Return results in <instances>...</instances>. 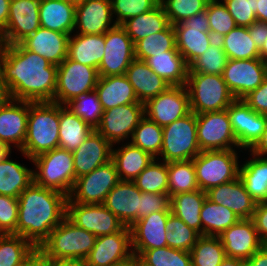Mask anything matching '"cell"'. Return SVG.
Returning <instances> with one entry per match:
<instances>
[{"label":"cell","instance_id":"4dcf8cb0","mask_svg":"<svg viewBox=\"0 0 267 266\" xmlns=\"http://www.w3.org/2000/svg\"><path fill=\"white\" fill-rule=\"evenodd\" d=\"M95 91L98 94L103 111L126 104L141 103L125 74L100 76Z\"/></svg>","mask_w":267,"mask_h":266},{"label":"cell","instance_id":"6f0895ef","mask_svg":"<svg viewBox=\"0 0 267 266\" xmlns=\"http://www.w3.org/2000/svg\"><path fill=\"white\" fill-rule=\"evenodd\" d=\"M18 198L0 194V234H16Z\"/></svg>","mask_w":267,"mask_h":266},{"label":"cell","instance_id":"ba28073f","mask_svg":"<svg viewBox=\"0 0 267 266\" xmlns=\"http://www.w3.org/2000/svg\"><path fill=\"white\" fill-rule=\"evenodd\" d=\"M201 152L194 112L163 127L161 157L164 162L193 160Z\"/></svg>","mask_w":267,"mask_h":266},{"label":"cell","instance_id":"6125c7cd","mask_svg":"<svg viewBox=\"0 0 267 266\" xmlns=\"http://www.w3.org/2000/svg\"><path fill=\"white\" fill-rule=\"evenodd\" d=\"M248 32L260 50L267 40V23L256 20L252 25L248 26Z\"/></svg>","mask_w":267,"mask_h":266},{"label":"cell","instance_id":"8c879c8a","mask_svg":"<svg viewBox=\"0 0 267 266\" xmlns=\"http://www.w3.org/2000/svg\"><path fill=\"white\" fill-rule=\"evenodd\" d=\"M219 266H246V263L241 259L226 257Z\"/></svg>","mask_w":267,"mask_h":266},{"label":"cell","instance_id":"7bdbcfd3","mask_svg":"<svg viewBox=\"0 0 267 266\" xmlns=\"http://www.w3.org/2000/svg\"><path fill=\"white\" fill-rule=\"evenodd\" d=\"M37 248L27 239L16 234H0V266H18Z\"/></svg>","mask_w":267,"mask_h":266},{"label":"cell","instance_id":"34e18365","mask_svg":"<svg viewBox=\"0 0 267 266\" xmlns=\"http://www.w3.org/2000/svg\"><path fill=\"white\" fill-rule=\"evenodd\" d=\"M10 152L11 150L7 146L0 143V160H2Z\"/></svg>","mask_w":267,"mask_h":266},{"label":"cell","instance_id":"74e56055","mask_svg":"<svg viewBox=\"0 0 267 266\" xmlns=\"http://www.w3.org/2000/svg\"><path fill=\"white\" fill-rule=\"evenodd\" d=\"M169 24L168 17L159 3L152 10L124 21L121 27L135 44L142 38L164 30Z\"/></svg>","mask_w":267,"mask_h":266},{"label":"cell","instance_id":"ffe728a7","mask_svg":"<svg viewBox=\"0 0 267 266\" xmlns=\"http://www.w3.org/2000/svg\"><path fill=\"white\" fill-rule=\"evenodd\" d=\"M226 110L238 148L251 149L265 130L267 115L255 112L241 99H235Z\"/></svg>","mask_w":267,"mask_h":266},{"label":"cell","instance_id":"4316f807","mask_svg":"<svg viewBox=\"0 0 267 266\" xmlns=\"http://www.w3.org/2000/svg\"><path fill=\"white\" fill-rule=\"evenodd\" d=\"M141 191L133 181H120L106 196L103 205L127 227L138 220Z\"/></svg>","mask_w":267,"mask_h":266},{"label":"cell","instance_id":"c3c4849f","mask_svg":"<svg viewBox=\"0 0 267 266\" xmlns=\"http://www.w3.org/2000/svg\"><path fill=\"white\" fill-rule=\"evenodd\" d=\"M159 159L160 157L154 158L134 179L133 182L141 192L168 194L167 162L159 163Z\"/></svg>","mask_w":267,"mask_h":266},{"label":"cell","instance_id":"836d02e7","mask_svg":"<svg viewBox=\"0 0 267 266\" xmlns=\"http://www.w3.org/2000/svg\"><path fill=\"white\" fill-rule=\"evenodd\" d=\"M118 149L112 147V160L121 181L134 179L154 160V157L130 142Z\"/></svg>","mask_w":267,"mask_h":266},{"label":"cell","instance_id":"e7e4bbea","mask_svg":"<svg viewBox=\"0 0 267 266\" xmlns=\"http://www.w3.org/2000/svg\"><path fill=\"white\" fill-rule=\"evenodd\" d=\"M43 266H88L84 259L53 260L43 258Z\"/></svg>","mask_w":267,"mask_h":266},{"label":"cell","instance_id":"11e5206c","mask_svg":"<svg viewBox=\"0 0 267 266\" xmlns=\"http://www.w3.org/2000/svg\"><path fill=\"white\" fill-rule=\"evenodd\" d=\"M116 266H140V264H139L137 258L134 257L133 259H131L125 263H122L120 265H116Z\"/></svg>","mask_w":267,"mask_h":266},{"label":"cell","instance_id":"680465c9","mask_svg":"<svg viewBox=\"0 0 267 266\" xmlns=\"http://www.w3.org/2000/svg\"><path fill=\"white\" fill-rule=\"evenodd\" d=\"M158 211H171L169 194L141 192L138 220Z\"/></svg>","mask_w":267,"mask_h":266},{"label":"cell","instance_id":"8d00e7d4","mask_svg":"<svg viewBox=\"0 0 267 266\" xmlns=\"http://www.w3.org/2000/svg\"><path fill=\"white\" fill-rule=\"evenodd\" d=\"M9 155L11 152L0 160V194L18 198L34 181V170L9 160Z\"/></svg>","mask_w":267,"mask_h":266},{"label":"cell","instance_id":"f1b7e54d","mask_svg":"<svg viewBox=\"0 0 267 266\" xmlns=\"http://www.w3.org/2000/svg\"><path fill=\"white\" fill-rule=\"evenodd\" d=\"M133 86L139 102L145 104L149 99L166 91L170 85L142 60L134 59L125 73Z\"/></svg>","mask_w":267,"mask_h":266},{"label":"cell","instance_id":"2a66077c","mask_svg":"<svg viewBox=\"0 0 267 266\" xmlns=\"http://www.w3.org/2000/svg\"><path fill=\"white\" fill-rule=\"evenodd\" d=\"M264 67H265V75H266V77H267V60L264 61Z\"/></svg>","mask_w":267,"mask_h":266},{"label":"cell","instance_id":"b9f144b4","mask_svg":"<svg viewBox=\"0 0 267 266\" xmlns=\"http://www.w3.org/2000/svg\"><path fill=\"white\" fill-rule=\"evenodd\" d=\"M169 197L199 189L193 160L167 162Z\"/></svg>","mask_w":267,"mask_h":266},{"label":"cell","instance_id":"7c38bea8","mask_svg":"<svg viewBox=\"0 0 267 266\" xmlns=\"http://www.w3.org/2000/svg\"><path fill=\"white\" fill-rule=\"evenodd\" d=\"M197 141L201 151L238 148L227 110L196 115Z\"/></svg>","mask_w":267,"mask_h":266},{"label":"cell","instance_id":"ab89813d","mask_svg":"<svg viewBox=\"0 0 267 266\" xmlns=\"http://www.w3.org/2000/svg\"><path fill=\"white\" fill-rule=\"evenodd\" d=\"M202 235L219 236L230 226L236 224L240 218L229 208L213 203L208 198L200 212Z\"/></svg>","mask_w":267,"mask_h":266},{"label":"cell","instance_id":"5bb4252c","mask_svg":"<svg viewBox=\"0 0 267 266\" xmlns=\"http://www.w3.org/2000/svg\"><path fill=\"white\" fill-rule=\"evenodd\" d=\"M105 54L98 67L99 76L124 75L135 59V45L121 25L104 34Z\"/></svg>","mask_w":267,"mask_h":266},{"label":"cell","instance_id":"d4e9b609","mask_svg":"<svg viewBox=\"0 0 267 266\" xmlns=\"http://www.w3.org/2000/svg\"><path fill=\"white\" fill-rule=\"evenodd\" d=\"M112 145L96 130L74 151L75 181L112 158Z\"/></svg>","mask_w":267,"mask_h":266},{"label":"cell","instance_id":"52a82bcc","mask_svg":"<svg viewBox=\"0 0 267 266\" xmlns=\"http://www.w3.org/2000/svg\"><path fill=\"white\" fill-rule=\"evenodd\" d=\"M230 150L201 151L194 159L199 189L207 192L239 177L238 153Z\"/></svg>","mask_w":267,"mask_h":266},{"label":"cell","instance_id":"b9fcfbb0","mask_svg":"<svg viewBox=\"0 0 267 266\" xmlns=\"http://www.w3.org/2000/svg\"><path fill=\"white\" fill-rule=\"evenodd\" d=\"M68 1L74 2L76 4V3H79V2H81L83 0H68Z\"/></svg>","mask_w":267,"mask_h":266},{"label":"cell","instance_id":"7a4b0ae2","mask_svg":"<svg viewBox=\"0 0 267 266\" xmlns=\"http://www.w3.org/2000/svg\"><path fill=\"white\" fill-rule=\"evenodd\" d=\"M67 199L62 192L33 181L18 197L16 235L29 240L38 249L66 217Z\"/></svg>","mask_w":267,"mask_h":266},{"label":"cell","instance_id":"d6a6232c","mask_svg":"<svg viewBox=\"0 0 267 266\" xmlns=\"http://www.w3.org/2000/svg\"><path fill=\"white\" fill-rule=\"evenodd\" d=\"M105 54L104 34L70 35L68 41V57L83 65L98 69Z\"/></svg>","mask_w":267,"mask_h":266},{"label":"cell","instance_id":"7402d4cb","mask_svg":"<svg viewBox=\"0 0 267 266\" xmlns=\"http://www.w3.org/2000/svg\"><path fill=\"white\" fill-rule=\"evenodd\" d=\"M29 102L9 99L0 106V143L11 150L23 148L27 134Z\"/></svg>","mask_w":267,"mask_h":266},{"label":"cell","instance_id":"816d5d0a","mask_svg":"<svg viewBox=\"0 0 267 266\" xmlns=\"http://www.w3.org/2000/svg\"><path fill=\"white\" fill-rule=\"evenodd\" d=\"M166 229L167 246L187 252H190L201 236L196 230L190 228L172 213L168 216Z\"/></svg>","mask_w":267,"mask_h":266},{"label":"cell","instance_id":"91938a15","mask_svg":"<svg viewBox=\"0 0 267 266\" xmlns=\"http://www.w3.org/2000/svg\"><path fill=\"white\" fill-rule=\"evenodd\" d=\"M241 100L255 112L267 115V77L264 78L261 85L248 93Z\"/></svg>","mask_w":267,"mask_h":266},{"label":"cell","instance_id":"83f0119b","mask_svg":"<svg viewBox=\"0 0 267 266\" xmlns=\"http://www.w3.org/2000/svg\"><path fill=\"white\" fill-rule=\"evenodd\" d=\"M207 198L213 203L232 210L240 219H251L256 202L247 193L240 178L218 185L207 192Z\"/></svg>","mask_w":267,"mask_h":266},{"label":"cell","instance_id":"f5cc1de1","mask_svg":"<svg viewBox=\"0 0 267 266\" xmlns=\"http://www.w3.org/2000/svg\"><path fill=\"white\" fill-rule=\"evenodd\" d=\"M206 13L209 19L210 33L219 40L237 27L235 20L228 12L226 5L218 0H209Z\"/></svg>","mask_w":267,"mask_h":266},{"label":"cell","instance_id":"a7ac6f4b","mask_svg":"<svg viewBox=\"0 0 267 266\" xmlns=\"http://www.w3.org/2000/svg\"><path fill=\"white\" fill-rule=\"evenodd\" d=\"M18 266H43V255L37 249L27 260Z\"/></svg>","mask_w":267,"mask_h":266},{"label":"cell","instance_id":"603a6c76","mask_svg":"<svg viewBox=\"0 0 267 266\" xmlns=\"http://www.w3.org/2000/svg\"><path fill=\"white\" fill-rule=\"evenodd\" d=\"M227 257L248 260L264 243L252 219H240L219 235Z\"/></svg>","mask_w":267,"mask_h":266},{"label":"cell","instance_id":"ac0fdd59","mask_svg":"<svg viewBox=\"0 0 267 266\" xmlns=\"http://www.w3.org/2000/svg\"><path fill=\"white\" fill-rule=\"evenodd\" d=\"M133 258L131 230L125 226L121 231L98 236L85 260L88 266H116Z\"/></svg>","mask_w":267,"mask_h":266},{"label":"cell","instance_id":"3957f363","mask_svg":"<svg viewBox=\"0 0 267 266\" xmlns=\"http://www.w3.org/2000/svg\"><path fill=\"white\" fill-rule=\"evenodd\" d=\"M59 118L60 104L29 102L27 134L20 152L30 161L59 147Z\"/></svg>","mask_w":267,"mask_h":266},{"label":"cell","instance_id":"f546056e","mask_svg":"<svg viewBox=\"0 0 267 266\" xmlns=\"http://www.w3.org/2000/svg\"><path fill=\"white\" fill-rule=\"evenodd\" d=\"M76 4L68 0H40L41 27L71 35L75 31Z\"/></svg>","mask_w":267,"mask_h":266},{"label":"cell","instance_id":"cb8c5ba5","mask_svg":"<svg viewBox=\"0 0 267 266\" xmlns=\"http://www.w3.org/2000/svg\"><path fill=\"white\" fill-rule=\"evenodd\" d=\"M112 20L111 0H83L76 3L75 30L78 29V34H105L117 25Z\"/></svg>","mask_w":267,"mask_h":266},{"label":"cell","instance_id":"6da1fadb","mask_svg":"<svg viewBox=\"0 0 267 266\" xmlns=\"http://www.w3.org/2000/svg\"><path fill=\"white\" fill-rule=\"evenodd\" d=\"M58 66L27 50L21 43L0 45V72L10 99L54 100Z\"/></svg>","mask_w":267,"mask_h":266},{"label":"cell","instance_id":"94428289","mask_svg":"<svg viewBox=\"0 0 267 266\" xmlns=\"http://www.w3.org/2000/svg\"><path fill=\"white\" fill-rule=\"evenodd\" d=\"M251 219L254 222L259 238L264 244H267V202L256 203Z\"/></svg>","mask_w":267,"mask_h":266},{"label":"cell","instance_id":"30bf717a","mask_svg":"<svg viewBox=\"0 0 267 266\" xmlns=\"http://www.w3.org/2000/svg\"><path fill=\"white\" fill-rule=\"evenodd\" d=\"M99 77L98 69L67 57L58 66L53 102L66 105L77 95L95 90Z\"/></svg>","mask_w":267,"mask_h":266},{"label":"cell","instance_id":"9c48e42d","mask_svg":"<svg viewBox=\"0 0 267 266\" xmlns=\"http://www.w3.org/2000/svg\"><path fill=\"white\" fill-rule=\"evenodd\" d=\"M120 181L115 163L111 159L92 172L77 178L67 202L103 204L107 194Z\"/></svg>","mask_w":267,"mask_h":266},{"label":"cell","instance_id":"277c9868","mask_svg":"<svg viewBox=\"0 0 267 266\" xmlns=\"http://www.w3.org/2000/svg\"><path fill=\"white\" fill-rule=\"evenodd\" d=\"M96 236L78 227L67 217L57 225L38 250L43 258L53 260L86 259L95 245Z\"/></svg>","mask_w":267,"mask_h":266},{"label":"cell","instance_id":"5b68a950","mask_svg":"<svg viewBox=\"0 0 267 266\" xmlns=\"http://www.w3.org/2000/svg\"><path fill=\"white\" fill-rule=\"evenodd\" d=\"M36 166L34 182L69 196L75 184L73 154L62 148L39 154L32 159Z\"/></svg>","mask_w":267,"mask_h":266},{"label":"cell","instance_id":"44dd1931","mask_svg":"<svg viewBox=\"0 0 267 266\" xmlns=\"http://www.w3.org/2000/svg\"><path fill=\"white\" fill-rule=\"evenodd\" d=\"M171 211L153 212L137 220L131 227L132 250L138 258L145 250L167 246L166 223Z\"/></svg>","mask_w":267,"mask_h":266},{"label":"cell","instance_id":"2644e50d","mask_svg":"<svg viewBox=\"0 0 267 266\" xmlns=\"http://www.w3.org/2000/svg\"><path fill=\"white\" fill-rule=\"evenodd\" d=\"M10 99L6 85L4 84L1 72H0V106L5 104Z\"/></svg>","mask_w":267,"mask_h":266},{"label":"cell","instance_id":"ee69618b","mask_svg":"<svg viewBox=\"0 0 267 266\" xmlns=\"http://www.w3.org/2000/svg\"><path fill=\"white\" fill-rule=\"evenodd\" d=\"M190 254L192 266H219L227 257L219 236L201 235Z\"/></svg>","mask_w":267,"mask_h":266},{"label":"cell","instance_id":"2e32d148","mask_svg":"<svg viewBox=\"0 0 267 266\" xmlns=\"http://www.w3.org/2000/svg\"><path fill=\"white\" fill-rule=\"evenodd\" d=\"M145 116L144 104L133 103L103 111L96 131L99 132L112 146L132 137L134 129Z\"/></svg>","mask_w":267,"mask_h":266},{"label":"cell","instance_id":"bcb514c9","mask_svg":"<svg viewBox=\"0 0 267 266\" xmlns=\"http://www.w3.org/2000/svg\"><path fill=\"white\" fill-rule=\"evenodd\" d=\"M130 143L157 158L163 144V128L144 116L134 129Z\"/></svg>","mask_w":267,"mask_h":266},{"label":"cell","instance_id":"d6986e66","mask_svg":"<svg viewBox=\"0 0 267 266\" xmlns=\"http://www.w3.org/2000/svg\"><path fill=\"white\" fill-rule=\"evenodd\" d=\"M223 79L235 99H242L263 83L264 62L261 59H228Z\"/></svg>","mask_w":267,"mask_h":266},{"label":"cell","instance_id":"db71d44e","mask_svg":"<svg viewBox=\"0 0 267 266\" xmlns=\"http://www.w3.org/2000/svg\"><path fill=\"white\" fill-rule=\"evenodd\" d=\"M209 0H160L168 21L171 25L206 10Z\"/></svg>","mask_w":267,"mask_h":266},{"label":"cell","instance_id":"4fadbf2b","mask_svg":"<svg viewBox=\"0 0 267 266\" xmlns=\"http://www.w3.org/2000/svg\"><path fill=\"white\" fill-rule=\"evenodd\" d=\"M66 217L96 237L121 231L125 225L103 204L67 202Z\"/></svg>","mask_w":267,"mask_h":266},{"label":"cell","instance_id":"8992f818","mask_svg":"<svg viewBox=\"0 0 267 266\" xmlns=\"http://www.w3.org/2000/svg\"><path fill=\"white\" fill-rule=\"evenodd\" d=\"M185 86L190 109L196 115L227 109L235 100L222 75L188 73Z\"/></svg>","mask_w":267,"mask_h":266},{"label":"cell","instance_id":"8fae6325","mask_svg":"<svg viewBox=\"0 0 267 266\" xmlns=\"http://www.w3.org/2000/svg\"><path fill=\"white\" fill-rule=\"evenodd\" d=\"M176 48L190 65L215 40L210 33L206 10L173 25Z\"/></svg>","mask_w":267,"mask_h":266},{"label":"cell","instance_id":"1f68e13d","mask_svg":"<svg viewBox=\"0 0 267 266\" xmlns=\"http://www.w3.org/2000/svg\"><path fill=\"white\" fill-rule=\"evenodd\" d=\"M144 62L170 86L186 85L189 65L178 50H169L165 54H155Z\"/></svg>","mask_w":267,"mask_h":266},{"label":"cell","instance_id":"f6af8a7d","mask_svg":"<svg viewBox=\"0 0 267 266\" xmlns=\"http://www.w3.org/2000/svg\"><path fill=\"white\" fill-rule=\"evenodd\" d=\"M135 59L144 61L155 54H165L169 50H177L175 31L169 24L164 30L142 38L135 44Z\"/></svg>","mask_w":267,"mask_h":266},{"label":"cell","instance_id":"d590c367","mask_svg":"<svg viewBox=\"0 0 267 266\" xmlns=\"http://www.w3.org/2000/svg\"><path fill=\"white\" fill-rule=\"evenodd\" d=\"M206 198L207 193L200 189L173 195L170 197L171 213L202 235L200 212Z\"/></svg>","mask_w":267,"mask_h":266},{"label":"cell","instance_id":"681fc988","mask_svg":"<svg viewBox=\"0 0 267 266\" xmlns=\"http://www.w3.org/2000/svg\"><path fill=\"white\" fill-rule=\"evenodd\" d=\"M137 260L140 266H192L190 252L168 246L145 250Z\"/></svg>","mask_w":267,"mask_h":266},{"label":"cell","instance_id":"e575fe53","mask_svg":"<svg viewBox=\"0 0 267 266\" xmlns=\"http://www.w3.org/2000/svg\"><path fill=\"white\" fill-rule=\"evenodd\" d=\"M252 159L239 166V178L256 203L267 202V158L251 153Z\"/></svg>","mask_w":267,"mask_h":266},{"label":"cell","instance_id":"9f6ffc18","mask_svg":"<svg viewBox=\"0 0 267 266\" xmlns=\"http://www.w3.org/2000/svg\"><path fill=\"white\" fill-rule=\"evenodd\" d=\"M237 26L248 27L256 19V0H223Z\"/></svg>","mask_w":267,"mask_h":266},{"label":"cell","instance_id":"484cf974","mask_svg":"<svg viewBox=\"0 0 267 266\" xmlns=\"http://www.w3.org/2000/svg\"><path fill=\"white\" fill-rule=\"evenodd\" d=\"M69 37V34L39 27L20 43L27 50L42 56L51 64L59 66L68 57Z\"/></svg>","mask_w":267,"mask_h":266},{"label":"cell","instance_id":"e0dca14e","mask_svg":"<svg viewBox=\"0 0 267 266\" xmlns=\"http://www.w3.org/2000/svg\"><path fill=\"white\" fill-rule=\"evenodd\" d=\"M39 3L40 0H10L9 18L0 35V45L20 43L41 27Z\"/></svg>","mask_w":267,"mask_h":266},{"label":"cell","instance_id":"f35d334b","mask_svg":"<svg viewBox=\"0 0 267 266\" xmlns=\"http://www.w3.org/2000/svg\"><path fill=\"white\" fill-rule=\"evenodd\" d=\"M59 148L74 152L94 131L65 105H60Z\"/></svg>","mask_w":267,"mask_h":266},{"label":"cell","instance_id":"f907efd6","mask_svg":"<svg viewBox=\"0 0 267 266\" xmlns=\"http://www.w3.org/2000/svg\"><path fill=\"white\" fill-rule=\"evenodd\" d=\"M228 57L219 40L215 39L208 49L189 65L188 73L222 75Z\"/></svg>","mask_w":267,"mask_h":266},{"label":"cell","instance_id":"89a4df30","mask_svg":"<svg viewBox=\"0 0 267 266\" xmlns=\"http://www.w3.org/2000/svg\"><path fill=\"white\" fill-rule=\"evenodd\" d=\"M256 19L267 23V0H256Z\"/></svg>","mask_w":267,"mask_h":266},{"label":"cell","instance_id":"03108f58","mask_svg":"<svg viewBox=\"0 0 267 266\" xmlns=\"http://www.w3.org/2000/svg\"><path fill=\"white\" fill-rule=\"evenodd\" d=\"M249 151L256 156L267 158V124L261 138Z\"/></svg>","mask_w":267,"mask_h":266},{"label":"cell","instance_id":"be15d7a7","mask_svg":"<svg viewBox=\"0 0 267 266\" xmlns=\"http://www.w3.org/2000/svg\"><path fill=\"white\" fill-rule=\"evenodd\" d=\"M246 266H267V244L245 261Z\"/></svg>","mask_w":267,"mask_h":266},{"label":"cell","instance_id":"11a10c76","mask_svg":"<svg viewBox=\"0 0 267 266\" xmlns=\"http://www.w3.org/2000/svg\"><path fill=\"white\" fill-rule=\"evenodd\" d=\"M111 3L112 14L117 16L115 23L121 25L132 17L152 10L160 0H111Z\"/></svg>","mask_w":267,"mask_h":266},{"label":"cell","instance_id":"753ad0ef","mask_svg":"<svg viewBox=\"0 0 267 266\" xmlns=\"http://www.w3.org/2000/svg\"><path fill=\"white\" fill-rule=\"evenodd\" d=\"M259 56L263 62L267 60V40L259 50Z\"/></svg>","mask_w":267,"mask_h":266},{"label":"cell","instance_id":"9a60e30c","mask_svg":"<svg viewBox=\"0 0 267 266\" xmlns=\"http://www.w3.org/2000/svg\"><path fill=\"white\" fill-rule=\"evenodd\" d=\"M191 112L185 85L170 86L144 104L145 116L162 128Z\"/></svg>","mask_w":267,"mask_h":266},{"label":"cell","instance_id":"003e7915","mask_svg":"<svg viewBox=\"0 0 267 266\" xmlns=\"http://www.w3.org/2000/svg\"><path fill=\"white\" fill-rule=\"evenodd\" d=\"M9 4L10 0H0V35L6 28L9 18Z\"/></svg>","mask_w":267,"mask_h":266},{"label":"cell","instance_id":"60d3db41","mask_svg":"<svg viewBox=\"0 0 267 266\" xmlns=\"http://www.w3.org/2000/svg\"><path fill=\"white\" fill-rule=\"evenodd\" d=\"M228 59H260L259 49L252 40L248 27L237 26L219 39Z\"/></svg>","mask_w":267,"mask_h":266},{"label":"cell","instance_id":"7dc6e473","mask_svg":"<svg viewBox=\"0 0 267 266\" xmlns=\"http://www.w3.org/2000/svg\"><path fill=\"white\" fill-rule=\"evenodd\" d=\"M65 106L94 130L99 126L103 108L95 90L77 95Z\"/></svg>","mask_w":267,"mask_h":266}]
</instances>
